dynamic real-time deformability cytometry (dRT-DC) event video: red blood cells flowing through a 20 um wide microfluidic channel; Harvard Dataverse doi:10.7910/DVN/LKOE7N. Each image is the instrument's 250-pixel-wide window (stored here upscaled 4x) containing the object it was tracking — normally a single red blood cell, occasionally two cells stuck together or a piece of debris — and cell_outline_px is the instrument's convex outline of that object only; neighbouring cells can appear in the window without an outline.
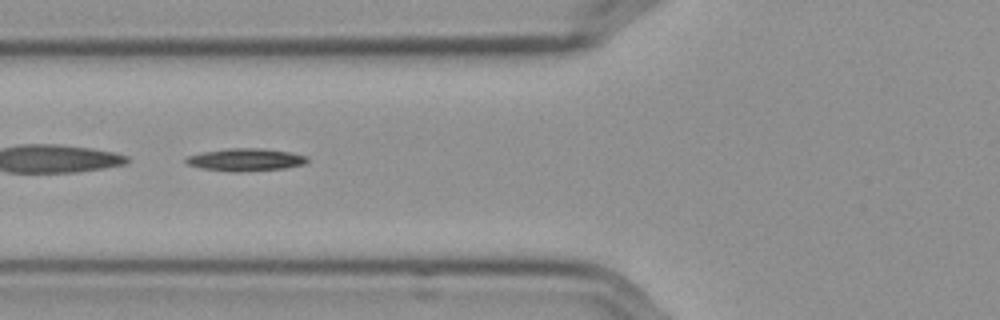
{"species": "Egyptian fruit bat (a non-hibernating species)", "species_latin": "Rousettus aegyptiacus", "temperature_condition": "cold", "stored_images_in_passage": 48, "segment_of_instrument_passage": [2, 2], "camera_frame_rate_fps": 3000, "um_per_image_px": 0.085, "frame": {"image": 1, "passage_image": 15, "time_ms": 4.667, "image_size_px": [1000, 320], "cell_outline_px": [[308, 160], [304, 164], [284, 168], [240, 172], [232, 172], [200, 168], [188, 164], [184, 160], [188, 156], [204, 152], [228, 148], [264, 148], [288, 152], [308, 156]], "centroid_in_image_um": [20.87, 13.57], "position_along_channel_um": 104.9, "area_um2": 15.9}}
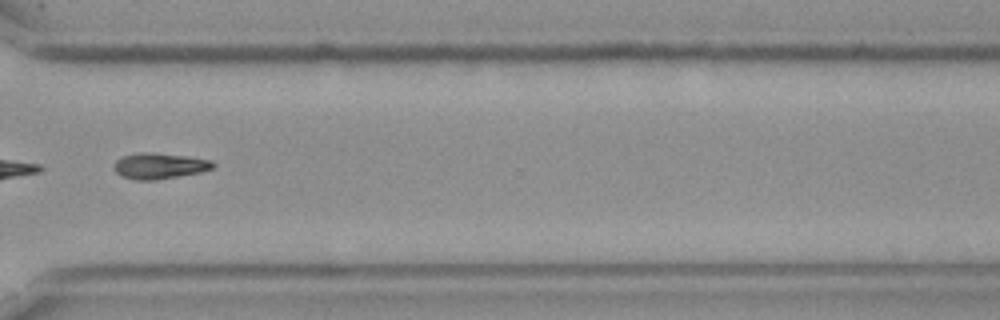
{"frame": {"image": 2, "passage_image": 36, "time_ms": 11.667, "image_size_px": [1000, 320], "cell_outline_px": [[216, 164], [212, 168], [200, 172], [156, 180], [136, 180], [124, 176], [116, 172], [116, 160], [124, 156], [188, 156], [212, 160]], "centroid_in_image_um": [13.66, 14.17], "position_along_channel_um": 356.9, "area_um2": 13.64}}